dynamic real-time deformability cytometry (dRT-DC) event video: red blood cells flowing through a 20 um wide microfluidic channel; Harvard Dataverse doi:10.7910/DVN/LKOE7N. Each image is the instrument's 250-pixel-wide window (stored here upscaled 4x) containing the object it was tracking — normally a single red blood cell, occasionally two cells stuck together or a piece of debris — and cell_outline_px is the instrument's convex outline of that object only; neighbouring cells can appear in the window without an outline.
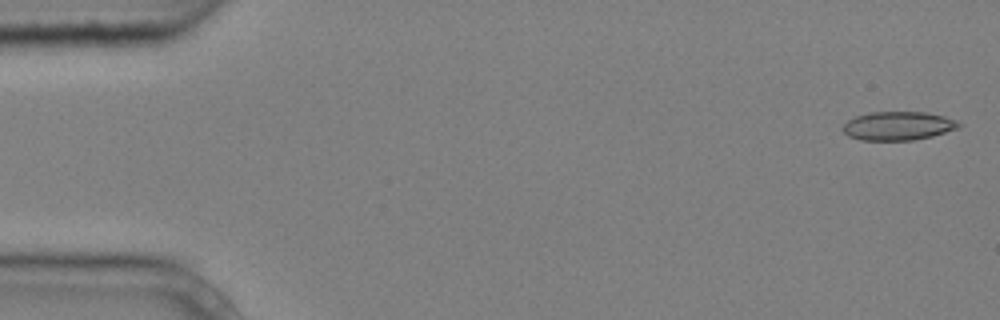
{"species": "common noctule bat (a hibernating species)", "species_latin": "Nyctalus noctula", "temperature_condition": "cold", "stored_images_in_passage": 5, "camera_frame_rate_fps": 3000, "um_per_image_px": 0.085, "animal": {"sex": "male", "body_mass_g": 20.4}, "frame": {"image": 1, "passage_image": 1, "time_ms": 0.0, "image_size_px": [1000, 320], "cell_outline_px": [[964, 124], [960, 128], [932, 136], [912, 140], [860, 140], [848, 136], [844, 132], [844, 124], [848, 120], [856, 116], [868, 112], [924, 112], [944, 116], [956, 120]], "centroid_in_image_um": [76.38, 10.7], "position_along_channel_um": 8.6, "area_um2": 19.42}}
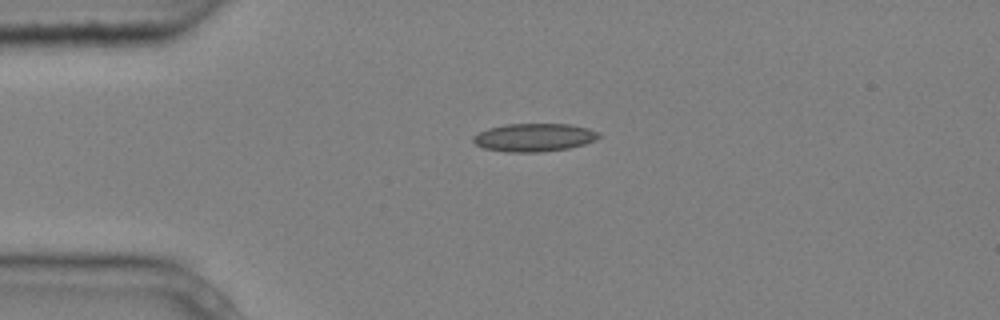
{"frame": {"image": 2, "passage_image": 4, "time_ms": 1.0, "image_size_px": [1000, 320], "cell_outline_px": [[600, 136], [596, 140], [584, 144], [568, 148], [540, 152], [504, 152], [484, 148], [476, 144], [472, 140], [472, 136], [488, 128], [504, 124], [568, 124], [588, 128], [600, 132]], "centroid_in_image_um": [45.4, 11.68], "position_along_channel_um": 39.6, "area_um2": 20.63}}